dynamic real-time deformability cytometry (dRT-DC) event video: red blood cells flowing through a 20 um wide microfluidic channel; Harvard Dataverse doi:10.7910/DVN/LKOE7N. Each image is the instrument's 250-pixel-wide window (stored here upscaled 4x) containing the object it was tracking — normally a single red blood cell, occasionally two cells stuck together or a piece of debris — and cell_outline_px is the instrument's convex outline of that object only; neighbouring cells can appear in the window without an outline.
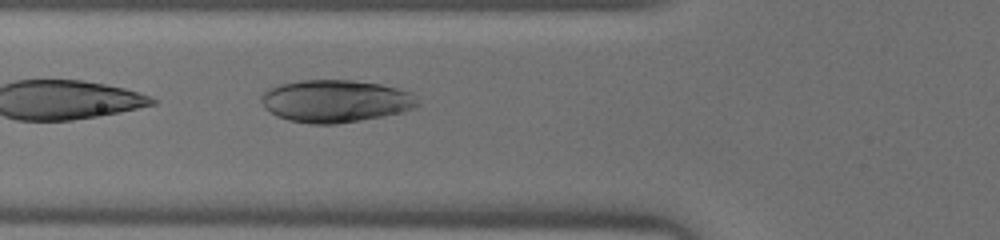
{"species": "human", "species_latin": "Homo sapiens", "temperature_condition": "warm", "stored_images_in_passage": 31, "camera_frame_rate_fps": 3000, "um_per_image_px": 0.085, "donor": {"sex": "male"}, "frame": {"image": 1, "passage_image": 16, "time_ms": 5.0, "image_size_px": [1000, 240], "cell_outline_px": [[420, 104], [416, 108], [404, 112], [384, 116], [336, 124], [312, 124], [288, 120], [276, 116], [264, 108], [260, 100], [260, 96], [264, 92], [280, 84], [300, 80], [352, 80], [380, 84], [412, 92]], "centroid_in_image_um": [28.53, 8.6], "position_along_channel_um": 97.3, "area_um2": 38.9}}
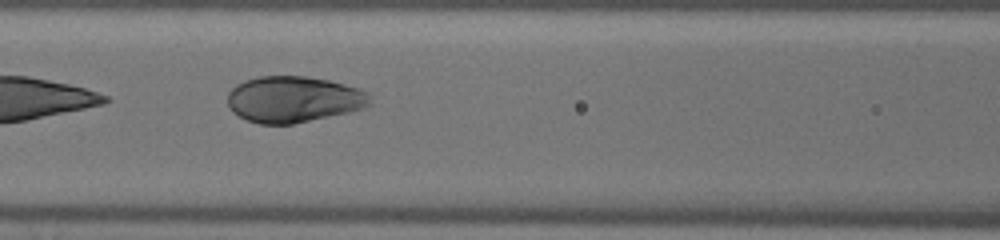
{"frame": {"image": 2, "passage_image": 19, "time_ms": 6.0, "image_size_px": [1000, 240], "cell_outline_px": [[368, 104], [364, 108], [348, 112], [292, 124], [260, 124], [248, 120], [232, 112], [228, 104], [228, 92], [236, 84], [244, 80], [260, 76], [308, 76], [328, 80], [360, 88], [368, 92]], "centroid_in_image_um": [24.92, 8.43], "position_along_channel_um": 141.7, "area_um2": 38.21}}
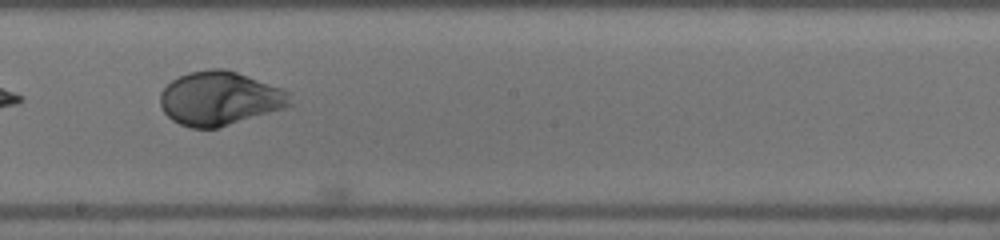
{"frame": {"image": 3, "passage_image": 25, "time_ms": 8.0, "image_size_px": [1000, 240], "cell_outline_px": [[292, 104], [284, 108], [216, 128], [192, 128], [180, 124], [172, 120], [164, 112], [160, 104], [160, 92], [172, 80], [188, 72], [208, 68], [224, 68], [284, 88], [292, 92]], "centroid_in_image_um": [18.7, 8.35], "position_along_channel_um": 229.5, "area_um2": 40.86}}